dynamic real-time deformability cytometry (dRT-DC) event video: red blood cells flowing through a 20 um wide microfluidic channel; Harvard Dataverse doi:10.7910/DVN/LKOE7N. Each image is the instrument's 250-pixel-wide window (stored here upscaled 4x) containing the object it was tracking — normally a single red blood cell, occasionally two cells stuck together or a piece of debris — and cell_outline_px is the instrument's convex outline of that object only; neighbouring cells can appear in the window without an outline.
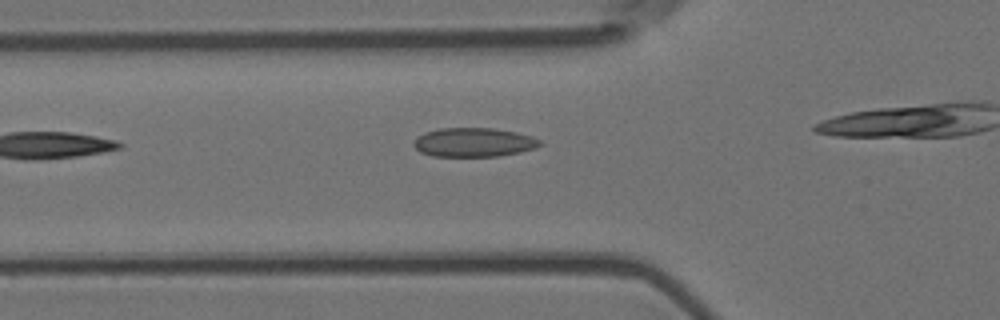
{"species": "Egyptian fruit bat (a non-hibernating species)", "species_latin": "Rousettus aegyptiacus", "temperature_condition": "room temperature", "stored_images_in_passage": 7, "camera_frame_rate_fps": 3000, "um_per_image_px": 0.085, "animal": {"sex": "female"}, "frame": {"image": 1, "passage_image": 2, "time_ms": 0.333, "image_size_px": [1000, 320], "cell_outline_px": [[544, 144], [536, 148], [520, 152], [500, 156], [432, 156], [420, 152], [412, 144], [424, 132], [440, 128], [492, 128], [516, 132], [532, 136], [540, 140]], "centroid_in_image_um": [40.31, 12.1], "position_along_channel_um": 85.5, "area_um2": 21.39}}